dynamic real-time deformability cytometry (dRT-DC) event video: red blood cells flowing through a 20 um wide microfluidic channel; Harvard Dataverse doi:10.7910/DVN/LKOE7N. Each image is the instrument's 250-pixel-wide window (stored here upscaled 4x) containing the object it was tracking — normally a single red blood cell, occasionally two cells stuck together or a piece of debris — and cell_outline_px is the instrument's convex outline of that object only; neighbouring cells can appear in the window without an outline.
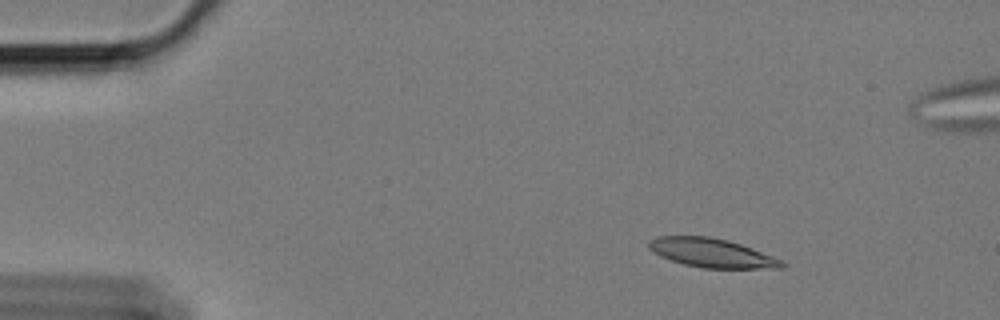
{"species": "Egyptian fruit bat (a non-hibernating species)", "species_latin": "Rousettus aegyptiacus", "temperature_condition": "cold", "stored_images_in_passage": 43, "camera_frame_rate_fps": 3000, "um_per_image_px": 0.085, "animal": {"sex": "female"}, "frame": {"image": 1, "passage_image": 1, "time_ms": 0.0, "image_size_px": [1000, 320], "cell_outline_px": [[788, 264], [784, 268], [700, 268], [684, 264], [660, 256], [652, 252], [648, 248], [648, 240], [656, 236], [708, 236], [728, 240], [752, 248], [772, 256]], "centroid_in_image_um": [60.47, 21.49], "position_along_channel_um": 24.5, "area_um2": 22.48}}
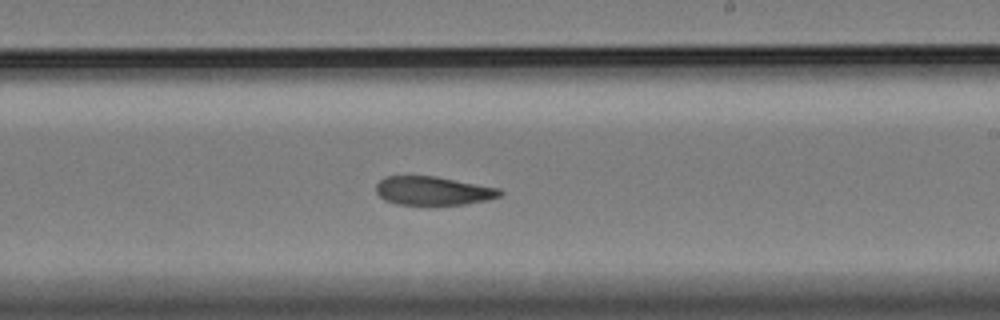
{"frame": {"image": 2, "passage_image": 28, "time_ms": 9.0, "image_size_px": [1000, 320], "cell_outline_px": [[504, 192], [500, 196], [488, 200], [464, 204], [436, 208], [396, 204], [384, 200], [376, 192], [376, 184], [384, 176], [436, 176], [500, 188]], "centroid_in_image_um": [36.81, 16.26], "position_along_channel_um": 252.2, "area_um2": 21.68}}
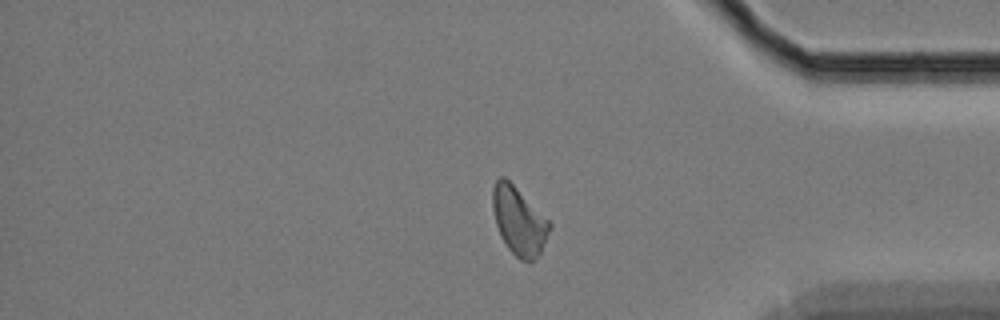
{"frame": {"image": 3, "passage_image": 42, "time_ms": 13.667, "image_size_px": [1000, 320], "cell_outline_px": [[552, 224], [540, 252], [532, 260], [520, 260], [508, 248], [500, 236], [496, 224], [492, 208], [492, 188], [496, 180], [500, 176], [504, 176]], "centroid_in_image_um": [44.06, 18.76], "position_along_channel_um": 391.1, "area_um2": 21.96}, "authors_computed_cell_mechanics": {"area_um2": 22.4264, "velocity_mm_per_s": 3.3635, "shape_relaxation_time_tau1_ms": 5.9781, "shape_relaxation_time_tau2_ms": 5.2755, "deformation_change_tau1": 0.1667, "deformation_change_tau2": 0.1259}}